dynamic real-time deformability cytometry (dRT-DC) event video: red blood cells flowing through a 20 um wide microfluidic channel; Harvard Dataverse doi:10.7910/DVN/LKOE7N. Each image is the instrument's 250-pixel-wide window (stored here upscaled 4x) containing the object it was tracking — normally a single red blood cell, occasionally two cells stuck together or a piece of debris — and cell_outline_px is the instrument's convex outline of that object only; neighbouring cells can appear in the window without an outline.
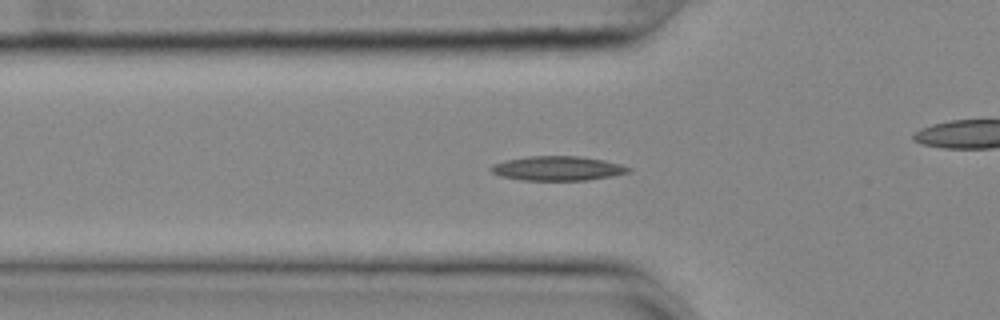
{"species": "common noctule bat (a hibernating species)", "species_latin": "Nyctalus noctula", "temperature_condition": "cold", "stored_images_in_passage": 41, "camera_frame_rate_fps": 3000, "um_per_image_px": 0.085, "animal": {"sex": "female", "body_mass_g": 25.1}, "frame": {"image": 1, "passage_image": 12, "time_ms": 3.667, "image_size_px": [1000, 320], "cell_outline_px": [[632, 168], [628, 172], [612, 176], [588, 180], [524, 180], [500, 176], [492, 172], [488, 168], [492, 164], [508, 160], [528, 156], [580, 156], [604, 160], [620, 164]], "centroid_in_image_um": [47.39, 14.31], "position_along_channel_um": 78.4, "area_um2": 19.48}}
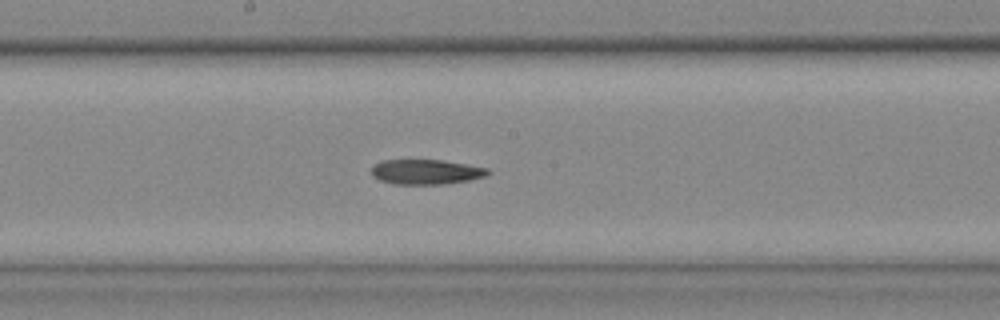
{"frame": {"image": 2, "passage_image": 23, "time_ms": 7.333, "image_size_px": [1000, 320], "cell_outline_px": [[492, 172], [484, 176], [468, 180], [444, 184], [396, 184], [380, 180], [372, 176], [372, 168], [380, 160], [440, 160], [488, 168]], "centroid_in_image_um": [36.2, 14.61], "position_along_channel_um": 212.0, "area_um2": 16.7}}
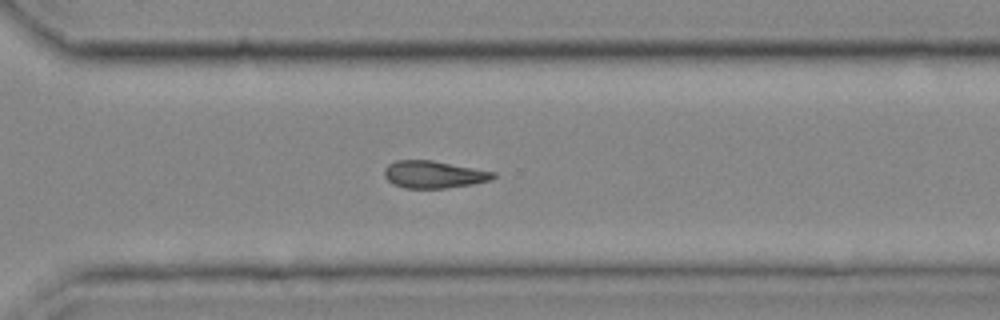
{"frame": {"image": 3, "passage_image": 33, "time_ms": 10.667, "image_size_px": [1000, 320], "cell_outline_px": [[496, 176], [488, 180], [472, 184], [444, 188], [404, 188], [392, 184], [384, 176], [384, 168], [388, 164], [396, 160], [432, 160], [496, 172]], "centroid_in_image_um": [36.83, 14.82], "position_along_channel_um": 333.8, "area_um2": 17.28}}